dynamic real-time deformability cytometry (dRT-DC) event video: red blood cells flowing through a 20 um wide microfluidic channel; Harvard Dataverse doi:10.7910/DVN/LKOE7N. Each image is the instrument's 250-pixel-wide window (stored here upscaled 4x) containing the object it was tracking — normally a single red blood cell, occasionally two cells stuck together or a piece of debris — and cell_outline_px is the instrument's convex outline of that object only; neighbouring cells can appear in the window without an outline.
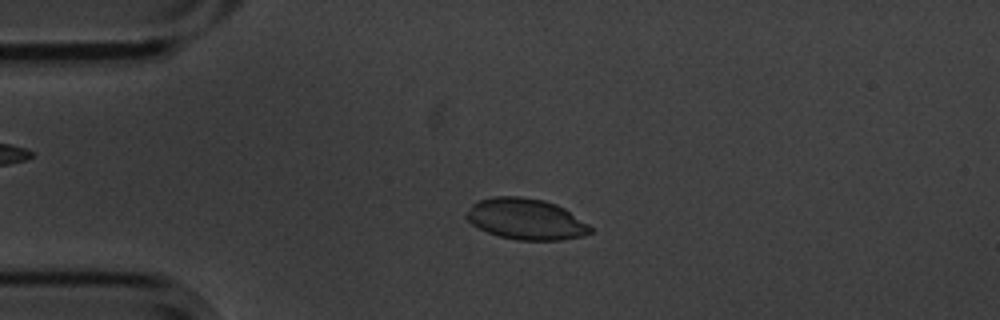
{"species": "common noctule bat (a hibernating species)", "species_latin": "Nyctalus noctula", "temperature_condition": "cold", "stored_images_in_passage": 53, "camera_frame_rate_fps": 3000, "um_per_image_px": 0.085, "animal": {"sex": "male", "body_mass_g": 20.1, "forearm_length_mm": 53.5}, "frame": {"image": 1, "passage_image": 11, "time_ms": 3.333, "image_size_px": [1000, 320], "cell_outline_px": [[592, 232], [584, 236], [560, 240], [516, 240], [500, 236], [488, 232], [472, 224], [464, 216], [472, 204], [476, 200], [496, 196], [520, 196], [544, 200], [556, 204], [564, 208], [588, 224], [592, 228]], "centroid_in_image_um": [44.7, 18.62], "position_along_channel_um": 40.3, "area_um2": 29.65}}
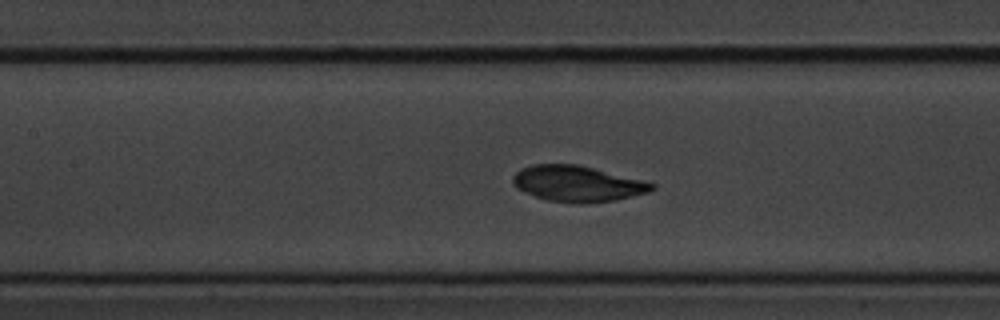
{"frame": {"image": 2, "passage_image": 23, "time_ms": 7.333, "image_size_px": [1000, 320], "cell_outline_px": [[656, 188], [648, 192], [616, 200], [588, 204], [576, 204], [548, 200], [536, 196], [516, 188], [512, 184], [512, 176], [520, 168], [532, 164], [576, 164], [656, 184]], "centroid_in_image_um": [49.04, 15.62], "position_along_channel_um": 158.4, "area_um2": 28.96}}
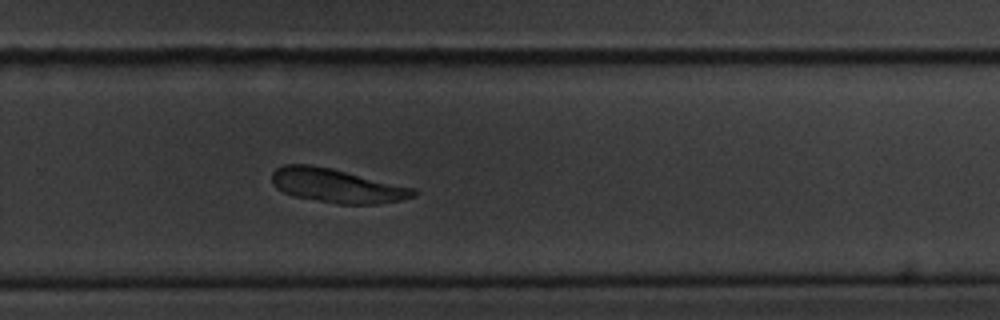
{"frame": {"image": 3, "passage_image": 35, "time_ms": 11.333, "image_size_px": [1000, 320], "cell_outline_px": [[416, 196], [400, 200], [376, 204], [336, 204], [292, 196], [276, 188], [272, 184], [272, 172], [276, 168], [284, 164], [312, 164], [332, 168], [416, 188]], "centroid_in_image_um": [28.62, 15.78], "position_along_channel_um": 301.2, "area_um2": 28.32}, "authors_computed_cell_mechanics": {"area_um2": 29.3046, "velocity_mm_per_s": 3.5854, "shape_relaxation_time_tau1_ms": 1.004, "shape_relaxation_time_tau2_ms": null, "deformation_change_tau1": null, "deformation_change_tau2": null}}